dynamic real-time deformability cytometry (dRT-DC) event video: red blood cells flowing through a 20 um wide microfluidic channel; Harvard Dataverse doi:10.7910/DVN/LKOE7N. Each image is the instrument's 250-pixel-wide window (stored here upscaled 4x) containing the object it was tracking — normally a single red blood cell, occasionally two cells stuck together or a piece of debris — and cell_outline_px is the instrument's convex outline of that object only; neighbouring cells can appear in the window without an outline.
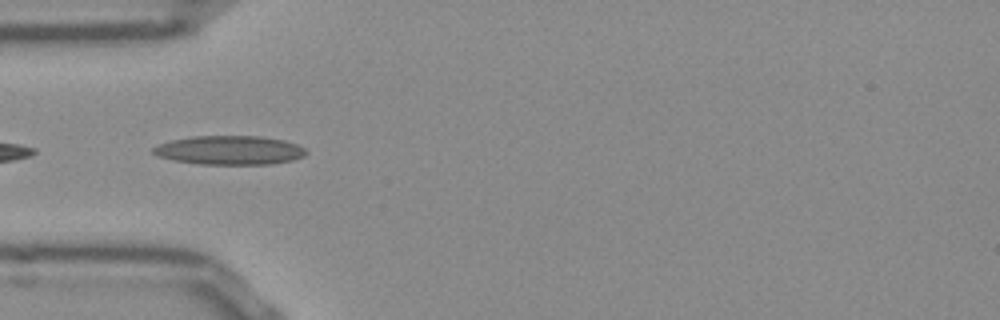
{"species": "Egyptian fruit bat (a non-hibernating species)", "species_latin": "Rousettus aegyptiacus", "temperature_condition": "room temperature", "stored_images_in_passage": 7, "camera_frame_rate_fps": 3000, "um_per_image_px": 0.085, "frame": {"image": 1, "passage_image": 1, "time_ms": 0.0, "image_size_px": [1000, 320], "cell_outline_px": [[308, 152], [304, 156], [292, 160], [272, 164], [200, 164], [172, 160], [156, 156], [152, 152], [152, 148], [160, 144], [172, 140], [192, 136], [260, 136], [284, 140], [296, 144], [304, 148]], "centroid_in_image_um": [19.51, 12.77], "position_along_channel_um": 65.5, "area_um2": 25.84}}